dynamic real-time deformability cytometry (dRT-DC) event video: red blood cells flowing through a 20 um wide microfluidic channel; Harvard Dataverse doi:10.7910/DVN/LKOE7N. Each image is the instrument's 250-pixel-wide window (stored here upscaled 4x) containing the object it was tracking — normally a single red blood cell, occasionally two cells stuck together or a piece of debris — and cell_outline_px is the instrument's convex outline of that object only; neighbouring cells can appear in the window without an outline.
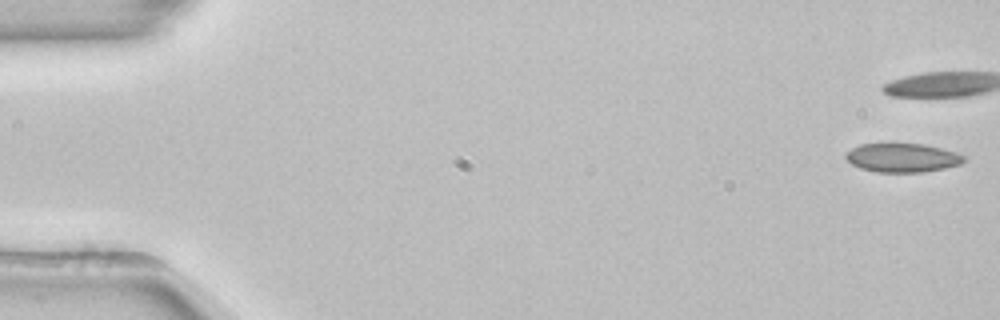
{"species": "common noctule bat (a hibernating species)", "species_latin": "Nyctalus noctula", "temperature_condition": "room temperature", "stored_images_in_passage": 41, "camera_frame_rate_fps": 3000, "um_per_image_px": 0.085, "animal": {"sex": "female", "body_mass_g": 22.7, "forearm_length_mm": 54.2}, "frame": {"image": 1, "passage_image": 1, "time_ms": 0.0, "image_size_px": [1000, 320], "cell_outline_px": [[968, 160], [960, 164], [944, 168], [920, 172], [876, 172], [860, 168], [852, 164], [844, 156], [852, 148], [860, 144], [924, 144], [956, 152], [964, 156]], "centroid_in_image_um": [76.72, 13.41], "position_along_channel_um": 8.3, "area_um2": 19.71}}